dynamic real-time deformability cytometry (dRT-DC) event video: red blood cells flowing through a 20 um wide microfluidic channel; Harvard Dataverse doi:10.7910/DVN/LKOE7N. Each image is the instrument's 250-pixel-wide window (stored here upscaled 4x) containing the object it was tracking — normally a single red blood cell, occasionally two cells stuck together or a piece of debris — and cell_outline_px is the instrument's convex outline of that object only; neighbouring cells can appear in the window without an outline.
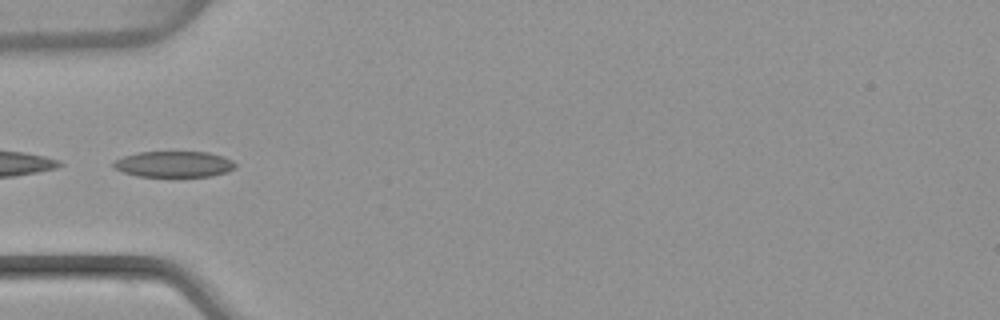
{"species": "common noctule bat (a hibernating species)", "species_latin": "Nyctalus noctula", "temperature_condition": "warm", "stored_images_in_passage": 12, "camera_frame_rate_fps": 3000, "um_per_image_px": 0.085, "animal": {"sex": "female", "body_mass_g": 22.7, "forearm_length_mm": 54.2}, "frame": {"image": 1, "passage_image": 1, "time_ms": 0.0, "image_size_px": [1000, 320], "cell_outline_px": [[236, 168], [228, 172], [212, 176], [136, 176], [124, 172], [116, 168], [112, 164], [116, 160], [124, 156], [140, 152], [208, 152], [224, 156], [232, 160], [236, 164]], "centroid_in_image_um": [14.85, 13.95], "position_along_channel_um": 70.2, "area_um2": 18.38}}
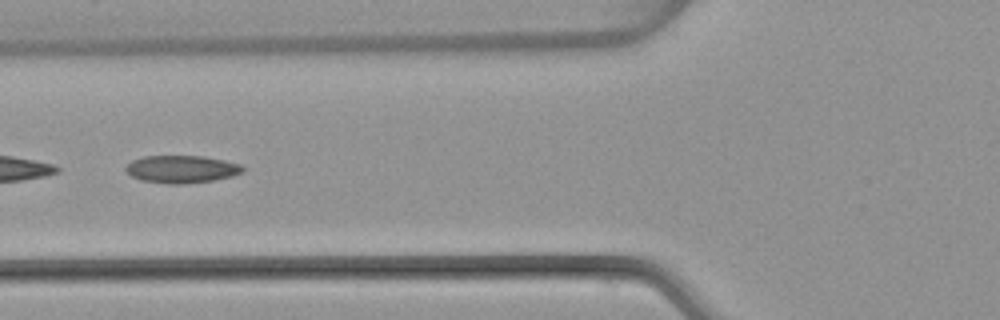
{"frame": {"image": 2, "passage_image": 4, "time_ms": 1.0, "image_size_px": [1000, 320], "cell_outline_px": [[244, 172], [232, 176], [212, 180], [184, 184], [168, 184], [140, 180], [132, 176], [124, 168], [132, 160], [144, 156], [204, 156], [224, 160], [240, 164], [244, 168]], "centroid_in_image_um": [15.44, 14.38], "position_along_channel_um": 110.4, "area_um2": 18.79}}
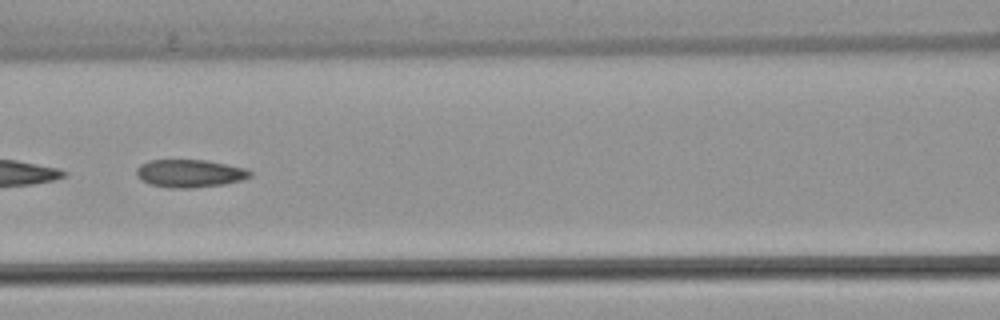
{"frame": {"image": 3, "passage_image": 7, "time_ms": 2.0, "image_size_px": [1000, 320], "cell_outline_px": [[252, 176], [240, 180], [224, 184], [192, 188], [168, 188], [152, 184], [140, 180], [136, 176], [136, 168], [140, 164], [148, 160], [208, 160], [248, 168], [252, 172]], "centroid_in_image_um": [16.13, 14.73], "position_along_channel_um": 150.5, "area_um2": 18.67}}